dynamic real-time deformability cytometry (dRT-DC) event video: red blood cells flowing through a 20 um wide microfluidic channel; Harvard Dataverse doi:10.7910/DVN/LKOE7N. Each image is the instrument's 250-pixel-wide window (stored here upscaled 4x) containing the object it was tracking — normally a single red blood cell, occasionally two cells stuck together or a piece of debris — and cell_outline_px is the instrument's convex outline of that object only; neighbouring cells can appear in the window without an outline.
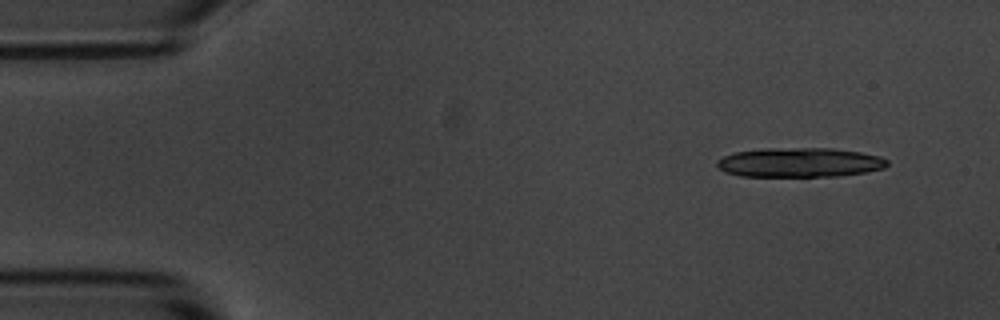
{"species": "common noctule bat (a hibernating species)", "species_latin": "Nyctalus noctula", "temperature_condition": "room temperature", "stored_images_in_passage": 3, "camera_frame_rate_fps": 3000, "um_per_image_px": 0.085, "animal": {"sex": "male", "body_mass_g": 20.1, "forearm_length_mm": 53.5}, "frame": {"image": 1, "passage_image": 1, "time_ms": 0.0, "image_size_px": [1000, 320], "cell_outline_px": [[888, 164], [884, 168], [868, 172], [836, 176], [740, 176], [724, 172], [716, 164], [716, 160], [724, 156], [736, 152], [764, 148], [832, 148], [860, 152], [880, 156], [888, 160]], "centroid_in_image_um": [67.98, 13.81], "position_along_channel_um": 17.0, "area_um2": 29.3}}